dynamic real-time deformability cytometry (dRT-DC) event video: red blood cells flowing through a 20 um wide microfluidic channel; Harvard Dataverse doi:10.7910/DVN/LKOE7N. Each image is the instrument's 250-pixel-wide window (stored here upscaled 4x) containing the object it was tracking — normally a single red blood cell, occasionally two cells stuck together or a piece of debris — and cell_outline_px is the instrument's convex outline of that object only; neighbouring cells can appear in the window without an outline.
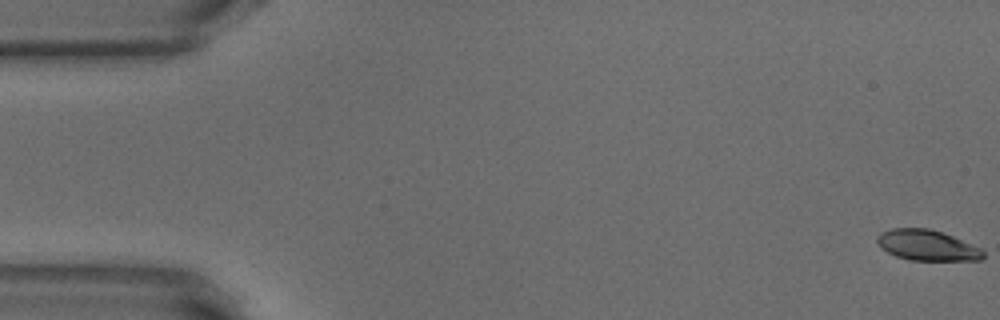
{"species": "common noctule bat (a hibernating species)", "species_latin": "Nyctalus noctula", "temperature_condition": "warm", "stored_images_in_passage": 53, "camera_frame_rate_fps": 3000, "um_per_image_px": 0.085, "animal": {"sex": "male", "body_mass_g": 18.8}, "frame": {"image": 1, "passage_image": 1, "time_ms": 0.0, "image_size_px": [1000, 320], "cell_outline_px": [[984, 256], [980, 260], [908, 260], [896, 256], [880, 248], [876, 240], [876, 236], [880, 232], [892, 228], [928, 228], [952, 236], [980, 248], [984, 252]], "centroid_in_image_um": [78.75, 20.85], "position_along_channel_um": 6.3, "area_um2": 18.84}}
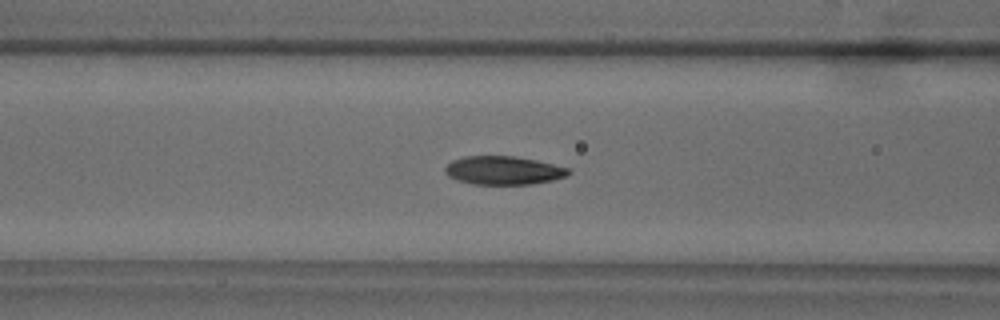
{"frame": {"image": 2, "passage_image": 21, "time_ms": 6.667, "image_size_px": [1000, 320], "cell_outline_px": [[572, 172], [568, 176], [552, 180], [532, 184], [472, 184], [456, 180], [448, 176], [444, 172], [444, 168], [452, 160], [464, 156], [512, 156], [536, 160], [568, 168]], "centroid_in_image_um": [42.77, 14.49], "position_along_channel_um": 123.8, "area_um2": 20.52}}
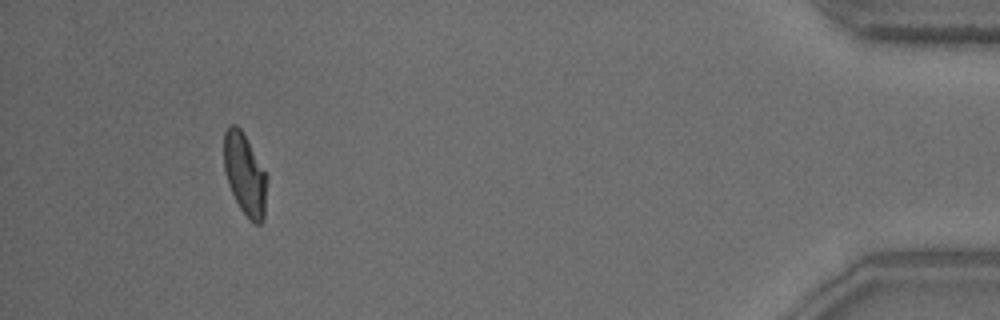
{"frame": {"image": 3, "passage_image": 49, "time_ms": 16.0, "image_size_px": [1000, 320], "cell_outline_px": [[268, 176], [264, 220], [260, 224], [256, 224], [240, 208], [228, 184], [224, 168], [224, 132], [228, 124], [236, 124], [240, 128]], "centroid_in_image_um": [20.82, 14.8], "position_along_channel_um": 414.4, "area_um2": 20.4}, "authors_computed_cell_mechanics": {"area_um2": 20.808, "velocity_mm_per_s": 3.847, "shape_relaxation_time_tau1_ms": 4.2312, "shape_relaxation_time_tau2_ms": 1.6694, "deformation_change_tau1": 0.1655, "deformation_change_tau2": 0.0698}}